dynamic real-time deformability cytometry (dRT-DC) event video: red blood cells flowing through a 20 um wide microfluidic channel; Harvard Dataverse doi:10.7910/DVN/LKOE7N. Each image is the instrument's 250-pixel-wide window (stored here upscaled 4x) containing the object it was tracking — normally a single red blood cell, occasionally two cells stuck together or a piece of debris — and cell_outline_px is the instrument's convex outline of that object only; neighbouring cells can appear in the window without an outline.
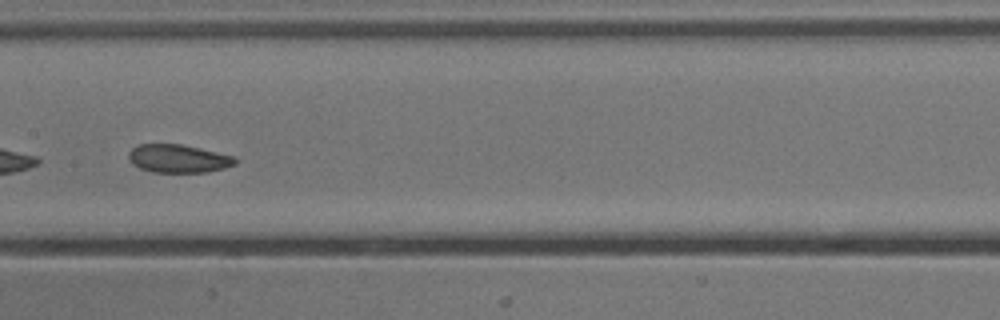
{"species": "common noctule bat (a hibernating species)", "species_latin": "Nyctalus noctula", "temperature_condition": "cold", "stored_images_in_passage": 39, "camera_frame_rate_fps": 3000, "um_per_image_px": 0.085, "animal": {"sex": "male", "body_mass_g": 13.3}, "frame": {"image": 1, "passage_image": 28, "time_ms": 9.0, "image_size_px": [1000, 320], "cell_outline_px": [[236, 164], [224, 168], [208, 172], [152, 172], [140, 168], [132, 164], [128, 156], [128, 152], [136, 144], [180, 144], [200, 148], [236, 156]], "centroid_in_image_um": [15.15, 13.47], "position_along_channel_um": 192.2, "area_um2": 17.63}}
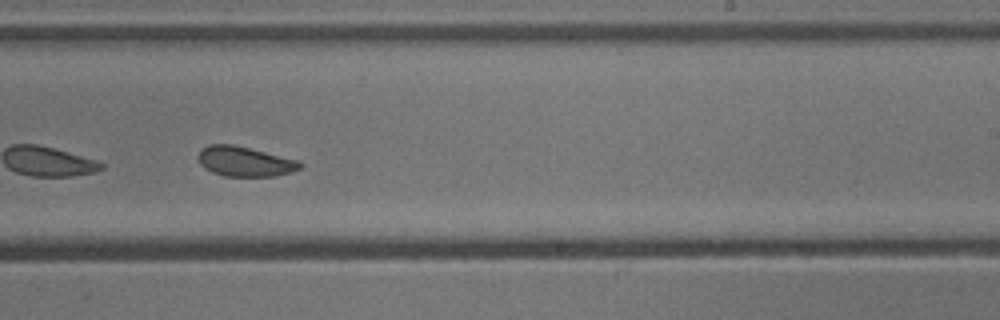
{"frame": {"image": 2, "passage_image": 34, "time_ms": 11.0, "image_size_px": [1000, 320], "cell_outline_px": [[304, 168], [292, 172], [276, 176], [224, 176], [212, 172], [204, 168], [200, 164], [196, 156], [200, 148], [208, 144], [232, 144], [300, 160], [304, 164]], "centroid_in_image_um": [20.82, 13.72], "position_along_channel_um": 268.2, "area_um2": 18.15}}